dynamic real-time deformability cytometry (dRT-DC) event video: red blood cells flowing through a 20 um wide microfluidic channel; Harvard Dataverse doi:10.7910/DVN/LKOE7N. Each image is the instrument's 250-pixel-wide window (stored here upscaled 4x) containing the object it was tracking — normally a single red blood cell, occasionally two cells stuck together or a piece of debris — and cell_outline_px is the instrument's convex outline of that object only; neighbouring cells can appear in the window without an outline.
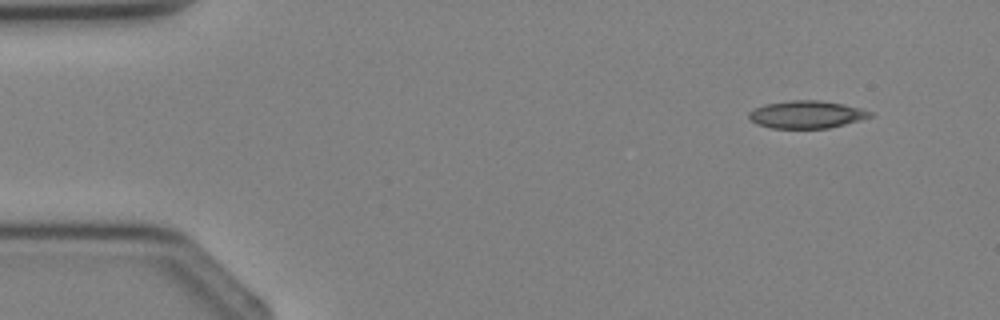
{"species": "Egyptian fruit bat (a non-hibernating species)", "species_latin": "Rousettus aegyptiacus", "temperature_condition": "cold", "stored_images_in_passage": 3, "camera_frame_rate_fps": 3000, "um_per_image_px": 0.085, "animal": {"sex": "female"}, "frame": {"image": 1, "passage_image": 3, "time_ms": 3.0, "image_size_px": [1000, 320], "cell_outline_px": [[872, 116], [860, 120], [828, 128], [772, 128], [756, 124], [748, 116], [748, 112], [764, 104], [792, 100], [820, 100], [844, 104], [860, 108], [872, 112]], "centroid_in_image_um": [68.55, 9.73], "position_along_channel_um": 16.5, "area_um2": 19.36}}